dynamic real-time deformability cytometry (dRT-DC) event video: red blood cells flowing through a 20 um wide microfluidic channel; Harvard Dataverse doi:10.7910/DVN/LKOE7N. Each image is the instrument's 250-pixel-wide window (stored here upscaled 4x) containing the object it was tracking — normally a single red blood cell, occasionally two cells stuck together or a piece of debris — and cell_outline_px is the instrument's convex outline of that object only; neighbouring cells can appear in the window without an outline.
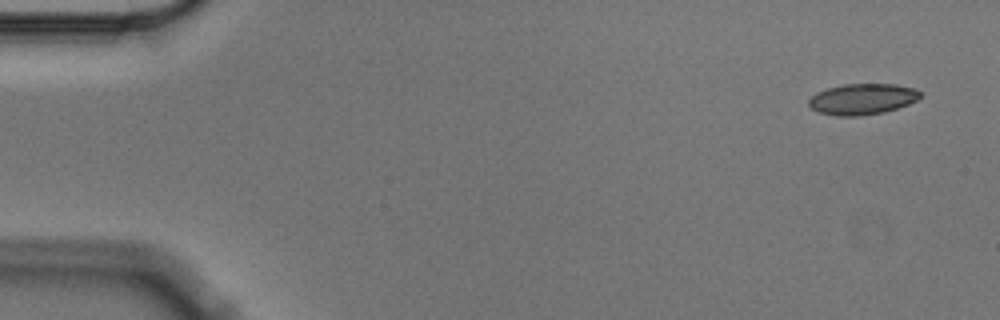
{"species": "Egyptian fruit bat (a non-hibernating species)", "species_latin": "Rousettus aegyptiacus", "temperature_condition": "cold", "stored_images_in_passage": 4, "camera_frame_rate_fps": 3000, "um_per_image_px": 0.085, "animal": {"sex": "male"}, "frame": {"image": 1, "passage_image": 1, "time_ms": 0.0, "image_size_px": [1000, 320], "cell_outline_px": [[924, 96], [908, 104], [884, 112], [860, 116], [836, 116], [820, 112], [812, 108], [808, 104], [808, 100], [816, 92], [828, 88], [844, 84], [896, 84], [916, 88]], "centroid_in_image_um": [73.32, 8.41], "position_along_channel_um": 11.7, "area_um2": 20.17}}